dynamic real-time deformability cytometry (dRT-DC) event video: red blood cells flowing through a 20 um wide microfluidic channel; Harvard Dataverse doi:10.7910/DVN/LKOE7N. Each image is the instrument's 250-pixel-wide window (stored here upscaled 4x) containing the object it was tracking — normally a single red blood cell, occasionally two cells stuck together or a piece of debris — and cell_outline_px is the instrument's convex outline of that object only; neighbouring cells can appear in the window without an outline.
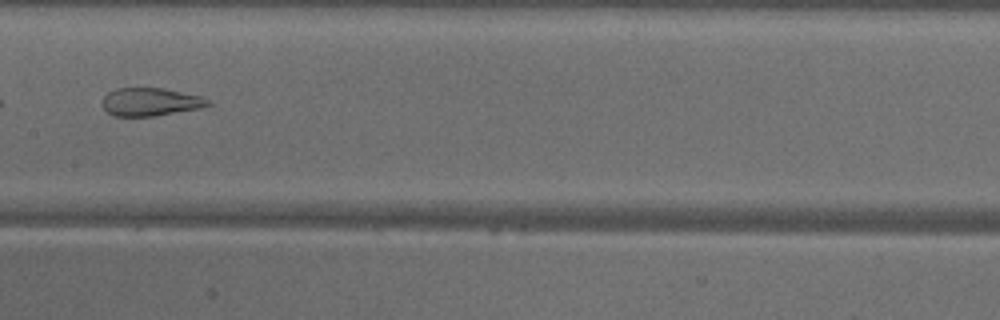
{"species": "common noctule bat (a hibernating species)", "species_latin": "Nyctalus noctula", "temperature_condition": "warm", "stored_images_in_passage": 42, "camera_frame_rate_fps": 3000, "um_per_image_px": 0.085, "animal": {"sex": "male", "body_mass_g": 18.8}, "frame": {"image": 1, "passage_image": 19, "time_ms": 6.0, "image_size_px": [1000, 320], "cell_outline_px": [[212, 104], [200, 108], [152, 116], [112, 116], [104, 108], [104, 96], [108, 92], [116, 88], [164, 88], [200, 96], [212, 100]], "centroid_in_image_um": [12.81, 8.65], "position_along_channel_um": 194.6, "area_um2": 17.17}}
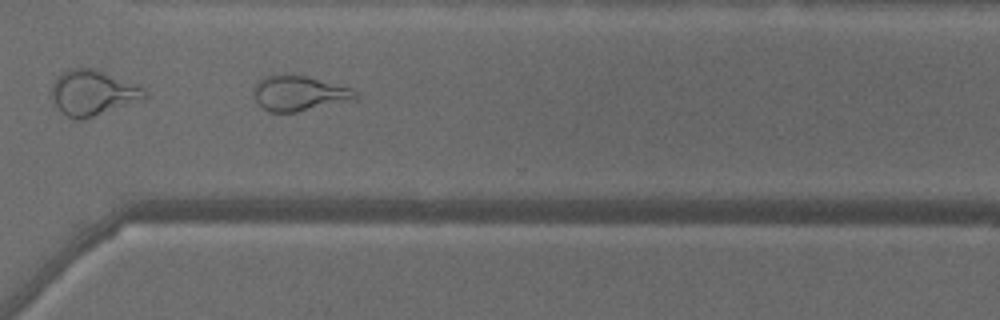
{"frame": {"image": 2, "passage_image": 30, "time_ms": 9.667, "image_size_px": [1000, 320], "cell_outline_px": [[360, 96], [356, 100], [296, 112], [268, 112], [256, 100], [252, 92], [256, 84], [264, 76], [308, 76], [352, 88]], "centroid_in_image_um": [25.48, 7.95], "position_along_channel_um": 345.1, "area_um2": 20.69}, "authors_computed_cell_mechanics": {"area_um2": 22.7732, "velocity_mm_per_s": 4.1165, "shape_relaxation_time_tau1_ms": null, "shape_relaxation_time_tau2_ms": 1.0225, "deformation_change_tau1": null, "deformation_change_tau2": 0.0991}}